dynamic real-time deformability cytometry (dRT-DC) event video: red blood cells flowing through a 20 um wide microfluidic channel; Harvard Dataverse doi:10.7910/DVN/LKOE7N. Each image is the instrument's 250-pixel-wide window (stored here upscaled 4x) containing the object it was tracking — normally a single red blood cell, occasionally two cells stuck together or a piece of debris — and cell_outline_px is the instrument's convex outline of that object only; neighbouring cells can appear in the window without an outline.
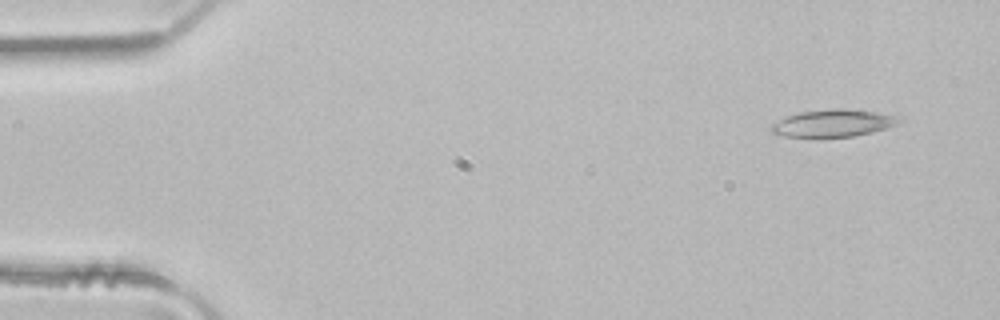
{"species": "common noctule bat (a hibernating species)", "species_latin": "Nyctalus noctula", "temperature_condition": "room temperature", "stored_images_in_passage": 3, "camera_frame_rate_fps": 3000, "um_per_image_px": 0.085, "animal": {"sex": "male", "body_mass_g": 21.5, "forearm_length_mm": 52.0}, "frame": {"image": 1, "passage_image": 1, "time_ms": 0.0, "image_size_px": [1000, 320], "cell_outline_px": [[904, 120], [888, 128], [872, 132], [852, 136], [820, 140], [784, 136], [772, 132], [768, 128], [772, 124], [788, 116], [800, 112], [832, 108], [844, 108], [876, 112], [904, 116]], "centroid_in_image_um": [70.85, 10.5], "position_along_channel_um": 14.2, "area_um2": 21.21}}
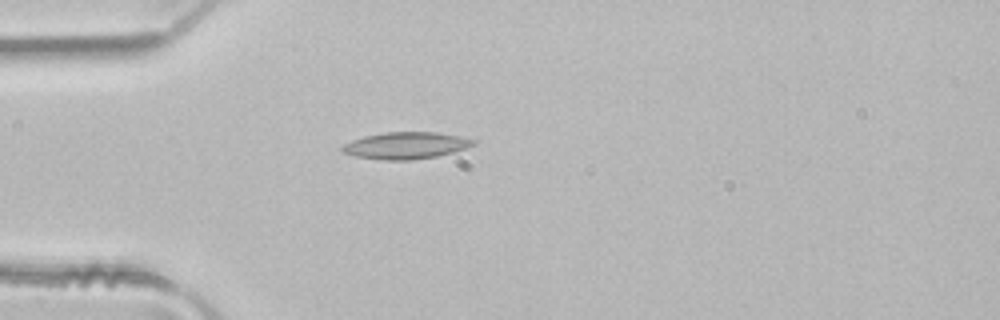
{"frame": {"image": 2, "passage_image": 3, "time_ms": 0.667, "image_size_px": [1000, 320], "cell_outline_px": [[476, 144], [452, 152], [436, 156], [408, 160], [384, 160], [356, 156], [344, 152], [340, 148], [344, 144], [352, 140], [364, 136], [384, 132], [436, 132], [460, 136], [476, 140]], "centroid_in_image_um": [34.49, 12.36], "position_along_channel_um": 50.5, "area_um2": 20.29}}